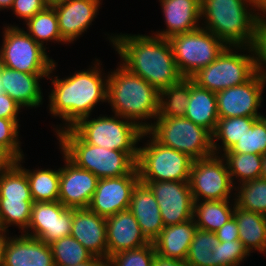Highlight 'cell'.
<instances>
[{
    "label": "cell",
    "mask_w": 266,
    "mask_h": 266,
    "mask_svg": "<svg viewBox=\"0 0 266 266\" xmlns=\"http://www.w3.org/2000/svg\"><path fill=\"white\" fill-rule=\"evenodd\" d=\"M56 62L50 70L48 79L53 85L49 99V113L63 120V125H56V134L74 126L80 119L91 116L93 109L99 102L107 103L108 74L105 76L100 70L102 64L96 59L86 71H76L72 76L52 78L56 69ZM103 73V74H102ZM51 74V75H50ZM105 76V77H104Z\"/></svg>",
    "instance_id": "1"
},
{
    "label": "cell",
    "mask_w": 266,
    "mask_h": 266,
    "mask_svg": "<svg viewBox=\"0 0 266 266\" xmlns=\"http://www.w3.org/2000/svg\"><path fill=\"white\" fill-rule=\"evenodd\" d=\"M112 35L108 34V39L120 56V63L157 91L160 92L183 78L168 39L153 34Z\"/></svg>",
    "instance_id": "2"
},
{
    "label": "cell",
    "mask_w": 266,
    "mask_h": 266,
    "mask_svg": "<svg viewBox=\"0 0 266 266\" xmlns=\"http://www.w3.org/2000/svg\"><path fill=\"white\" fill-rule=\"evenodd\" d=\"M108 73L107 102L112 112L135 122L146 131L153 124L146 120L158 117L159 91L121 63Z\"/></svg>",
    "instance_id": "3"
},
{
    "label": "cell",
    "mask_w": 266,
    "mask_h": 266,
    "mask_svg": "<svg viewBox=\"0 0 266 266\" xmlns=\"http://www.w3.org/2000/svg\"><path fill=\"white\" fill-rule=\"evenodd\" d=\"M200 7L204 29L227 46L252 47L259 23L258 0H201Z\"/></svg>",
    "instance_id": "4"
},
{
    "label": "cell",
    "mask_w": 266,
    "mask_h": 266,
    "mask_svg": "<svg viewBox=\"0 0 266 266\" xmlns=\"http://www.w3.org/2000/svg\"><path fill=\"white\" fill-rule=\"evenodd\" d=\"M61 153L99 179L120 177L136 169L138 153H126L86 143L72 128L57 133Z\"/></svg>",
    "instance_id": "5"
},
{
    "label": "cell",
    "mask_w": 266,
    "mask_h": 266,
    "mask_svg": "<svg viewBox=\"0 0 266 266\" xmlns=\"http://www.w3.org/2000/svg\"><path fill=\"white\" fill-rule=\"evenodd\" d=\"M89 118L84 117L71 127L86 143L110 150L138 153L137 144L144 130L135 122L119 115Z\"/></svg>",
    "instance_id": "6"
},
{
    "label": "cell",
    "mask_w": 266,
    "mask_h": 266,
    "mask_svg": "<svg viewBox=\"0 0 266 266\" xmlns=\"http://www.w3.org/2000/svg\"><path fill=\"white\" fill-rule=\"evenodd\" d=\"M238 49L240 52L246 51V54L238 53ZM254 74L252 47L227 46L216 60L195 73L191 79L199 87L217 93L247 82Z\"/></svg>",
    "instance_id": "7"
},
{
    "label": "cell",
    "mask_w": 266,
    "mask_h": 266,
    "mask_svg": "<svg viewBox=\"0 0 266 266\" xmlns=\"http://www.w3.org/2000/svg\"><path fill=\"white\" fill-rule=\"evenodd\" d=\"M144 137L150 140H147L145 146L138 147L136 168L139 180L189 182L193 159L187 154L160 144L147 131H143L140 140Z\"/></svg>",
    "instance_id": "8"
},
{
    "label": "cell",
    "mask_w": 266,
    "mask_h": 266,
    "mask_svg": "<svg viewBox=\"0 0 266 266\" xmlns=\"http://www.w3.org/2000/svg\"><path fill=\"white\" fill-rule=\"evenodd\" d=\"M160 144L197 160L214 154L212 134L186 117L156 118L146 130Z\"/></svg>",
    "instance_id": "9"
},
{
    "label": "cell",
    "mask_w": 266,
    "mask_h": 266,
    "mask_svg": "<svg viewBox=\"0 0 266 266\" xmlns=\"http://www.w3.org/2000/svg\"><path fill=\"white\" fill-rule=\"evenodd\" d=\"M168 40L183 78H191L211 64L227 47L222 40L202 26L193 31L173 35Z\"/></svg>",
    "instance_id": "10"
},
{
    "label": "cell",
    "mask_w": 266,
    "mask_h": 266,
    "mask_svg": "<svg viewBox=\"0 0 266 266\" xmlns=\"http://www.w3.org/2000/svg\"><path fill=\"white\" fill-rule=\"evenodd\" d=\"M24 29L5 25L0 65L25 73H50L54 60Z\"/></svg>",
    "instance_id": "11"
},
{
    "label": "cell",
    "mask_w": 266,
    "mask_h": 266,
    "mask_svg": "<svg viewBox=\"0 0 266 266\" xmlns=\"http://www.w3.org/2000/svg\"><path fill=\"white\" fill-rule=\"evenodd\" d=\"M194 201L231 200L235 186L221 155L193 160L189 178Z\"/></svg>",
    "instance_id": "12"
},
{
    "label": "cell",
    "mask_w": 266,
    "mask_h": 266,
    "mask_svg": "<svg viewBox=\"0 0 266 266\" xmlns=\"http://www.w3.org/2000/svg\"><path fill=\"white\" fill-rule=\"evenodd\" d=\"M153 192L158 202L164 226L186 222L193 218L194 200L189 182L140 181Z\"/></svg>",
    "instance_id": "13"
},
{
    "label": "cell",
    "mask_w": 266,
    "mask_h": 266,
    "mask_svg": "<svg viewBox=\"0 0 266 266\" xmlns=\"http://www.w3.org/2000/svg\"><path fill=\"white\" fill-rule=\"evenodd\" d=\"M266 82L254 74L247 82L216 93L219 118L260 117Z\"/></svg>",
    "instance_id": "14"
},
{
    "label": "cell",
    "mask_w": 266,
    "mask_h": 266,
    "mask_svg": "<svg viewBox=\"0 0 266 266\" xmlns=\"http://www.w3.org/2000/svg\"><path fill=\"white\" fill-rule=\"evenodd\" d=\"M71 227L72 208L64 207L59 201L34 202L30 223L23 233L40 239L46 244H51L60 238L69 236Z\"/></svg>",
    "instance_id": "15"
},
{
    "label": "cell",
    "mask_w": 266,
    "mask_h": 266,
    "mask_svg": "<svg viewBox=\"0 0 266 266\" xmlns=\"http://www.w3.org/2000/svg\"><path fill=\"white\" fill-rule=\"evenodd\" d=\"M139 182L137 168L125 176L99 179L88 208L105 218L127 210L132 192Z\"/></svg>",
    "instance_id": "16"
},
{
    "label": "cell",
    "mask_w": 266,
    "mask_h": 266,
    "mask_svg": "<svg viewBox=\"0 0 266 266\" xmlns=\"http://www.w3.org/2000/svg\"><path fill=\"white\" fill-rule=\"evenodd\" d=\"M65 165L60 167L58 201L66 208H88L99 178L92 172L76 166L64 154Z\"/></svg>",
    "instance_id": "17"
},
{
    "label": "cell",
    "mask_w": 266,
    "mask_h": 266,
    "mask_svg": "<svg viewBox=\"0 0 266 266\" xmlns=\"http://www.w3.org/2000/svg\"><path fill=\"white\" fill-rule=\"evenodd\" d=\"M102 0H64L52 5L56 11L59 31L68 43L87 32L99 13Z\"/></svg>",
    "instance_id": "18"
},
{
    "label": "cell",
    "mask_w": 266,
    "mask_h": 266,
    "mask_svg": "<svg viewBox=\"0 0 266 266\" xmlns=\"http://www.w3.org/2000/svg\"><path fill=\"white\" fill-rule=\"evenodd\" d=\"M0 266H55L49 244L24 233L5 241Z\"/></svg>",
    "instance_id": "19"
},
{
    "label": "cell",
    "mask_w": 266,
    "mask_h": 266,
    "mask_svg": "<svg viewBox=\"0 0 266 266\" xmlns=\"http://www.w3.org/2000/svg\"><path fill=\"white\" fill-rule=\"evenodd\" d=\"M93 256L108 260L106 218L89 208L72 209L71 234Z\"/></svg>",
    "instance_id": "20"
},
{
    "label": "cell",
    "mask_w": 266,
    "mask_h": 266,
    "mask_svg": "<svg viewBox=\"0 0 266 266\" xmlns=\"http://www.w3.org/2000/svg\"><path fill=\"white\" fill-rule=\"evenodd\" d=\"M48 75L49 73L20 72L0 65V81L4 93L22 108L40 107L44 96L39 82Z\"/></svg>",
    "instance_id": "21"
},
{
    "label": "cell",
    "mask_w": 266,
    "mask_h": 266,
    "mask_svg": "<svg viewBox=\"0 0 266 266\" xmlns=\"http://www.w3.org/2000/svg\"><path fill=\"white\" fill-rule=\"evenodd\" d=\"M106 235L108 258L116 253L150 243L129 209L106 218Z\"/></svg>",
    "instance_id": "22"
},
{
    "label": "cell",
    "mask_w": 266,
    "mask_h": 266,
    "mask_svg": "<svg viewBox=\"0 0 266 266\" xmlns=\"http://www.w3.org/2000/svg\"><path fill=\"white\" fill-rule=\"evenodd\" d=\"M165 19L166 29L152 33L161 38L186 33L199 28L201 0H159Z\"/></svg>",
    "instance_id": "23"
},
{
    "label": "cell",
    "mask_w": 266,
    "mask_h": 266,
    "mask_svg": "<svg viewBox=\"0 0 266 266\" xmlns=\"http://www.w3.org/2000/svg\"><path fill=\"white\" fill-rule=\"evenodd\" d=\"M128 209L137 220L145 237L153 242L163 230L164 225L158 202L146 184L139 182L136 185Z\"/></svg>",
    "instance_id": "24"
},
{
    "label": "cell",
    "mask_w": 266,
    "mask_h": 266,
    "mask_svg": "<svg viewBox=\"0 0 266 266\" xmlns=\"http://www.w3.org/2000/svg\"><path fill=\"white\" fill-rule=\"evenodd\" d=\"M197 226L194 218L171 226H164L153 241L156 254L167 259L185 261Z\"/></svg>",
    "instance_id": "25"
},
{
    "label": "cell",
    "mask_w": 266,
    "mask_h": 266,
    "mask_svg": "<svg viewBox=\"0 0 266 266\" xmlns=\"http://www.w3.org/2000/svg\"><path fill=\"white\" fill-rule=\"evenodd\" d=\"M185 117L193 123L214 133L219 117L216 93L199 87L190 78V97Z\"/></svg>",
    "instance_id": "26"
},
{
    "label": "cell",
    "mask_w": 266,
    "mask_h": 266,
    "mask_svg": "<svg viewBox=\"0 0 266 266\" xmlns=\"http://www.w3.org/2000/svg\"><path fill=\"white\" fill-rule=\"evenodd\" d=\"M233 216L238 224L239 240L248 252L257 250L266 254V216L244 210L237 205Z\"/></svg>",
    "instance_id": "27"
},
{
    "label": "cell",
    "mask_w": 266,
    "mask_h": 266,
    "mask_svg": "<svg viewBox=\"0 0 266 266\" xmlns=\"http://www.w3.org/2000/svg\"><path fill=\"white\" fill-rule=\"evenodd\" d=\"M232 200L234 203L230 200L194 201L193 218L197 228L216 232L233 217L236 203Z\"/></svg>",
    "instance_id": "28"
},
{
    "label": "cell",
    "mask_w": 266,
    "mask_h": 266,
    "mask_svg": "<svg viewBox=\"0 0 266 266\" xmlns=\"http://www.w3.org/2000/svg\"><path fill=\"white\" fill-rule=\"evenodd\" d=\"M24 156L17 160V164L25 171L29 182L33 202H55L59 198L60 168L30 170L24 168Z\"/></svg>",
    "instance_id": "29"
},
{
    "label": "cell",
    "mask_w": 266,
    "mask_h": 266,
    "mask_svg": "<svg viewBox=\"0 0 266 266\" xmlns=\"http://www.w3.org/2000/svg\"><path fill=\"white\" fill-rule=\"evenodd\" d=\"M185 262L188 266H220V240L215 232L197 228Z\"/></svg>",
    "instance_id": "30"
},
{
    "label": "cell",
    "mask_w": 266,
    "mask_h": 266,
    "mask_svg": "<svg viewBox=\"0 0 266 266\" xmlns=\"http://www.w3.org/2000/svg\"><path fill=\"white\" fill-rule=\"evenodd\" d=\"M259 117L219 118L212 134V148L216 155L229 151ZM221 141V146L217 141ZM221 150V151H220Z\"/></svg>",
    "instance_id": "31"
},
{
    "label": "cell",
    "mask_w": 266,
    "mask_h": 266,
    "mask_svg": "<svg viewBox=\"0 0 266 266\" xmlns=\"http://www.w3.org/2000/svg\"><path fill=\"white\" fill-rule=\"evenodd\" d=\"M190 97V78H182L176 84L159 92L157 118L185 117Z\"/></svg>",
    "instance_id": "32"
},
{
    "label": "cell",
    "mask_w": 266,
    "mask_h": 266,
    "mask_svg": "<svg viewBox=\"0 0 266 266\" xmlns=\"http://www.w3.org/2000/svg\"><path fill=\"white\" fill-rule=\"evenodd\" d=\"M24 24H26L28 30L26 32L45 49L47 43L51 40L54 43L56 41L69 44L60 34L56 11L52 6H47ZM45 42L46 45H44Z\"/></svg>",
    "instance_id": "33"
},
{
    "label": "cell",
    "mask_w": 266,
    "mask_h": 266,
    "mask_svg": "<svg viewBox=\"0 0 266 266\" xmlns=\"http://www.w3.org/2000/svg\"><path fill=\"white\" fill-rule=\"evenodd\" d=\"M220 155L226 162L234 186H236L237 182L240 184L260 178L262 171V155L235 152H224ZM234 180H237V182Z\"/></svg>",
    "instance_id": "34"
},
{
    "label": "cell",
    "mask_w": 266,
    "mask_h": 266,
    "mask_svg": "<svg viewBox=\"0 0 266 266\" xmlns=\"http://www.w3.org/2000/svg\"><path fill=\"white\" fill-rule=\"evenodd\" d=\"M235 203L238 207L266 216V180L257 178L235 186ZM237 194V195H236Z\"/></svg>",
    "instance_id": "35"
},
{
    "label": "cell",
    "mask_w": 266,
    "mask_h": 266,
    "mask_svg": "<svg viewBox=\"0 0 266 266\" xmlns=\"http://www.w3.org/2000/svg\"><path fill=\"white\" fill-rule=\"evenodd\" d=\"M50 245L55 266H76L94 256L71 235L52 242Z\"/></svg>",
    "instance_id": "36"
},
{
    "label": "cell",
    "mask_w": 266,
    "mask_h": 266,
    "mask_svg": "<svg viewBox=\"0 0 266 266\" xmlns=\"http://www.w3.org/2000/svg\"><path fill=\"white\" fill-rule=\"evenodd\" d=\"M33 203V200L0 198V227L8 232L9 226H18L23 233L30 223Z\"/></svg>",
    "instance_id": "37"
},
{
    "label": "cell",
    "mask_w": 266,
    "mask_h": 266,
    "mask_svg": "<svg viewBox=\"0 0 266 266\" xmlns=\"http://www.w3.org/2000/svg\"><path fill=\"white\" fill-rule=\"evenodd\" d=\"M0 198L33 200L27 175L17 163L0 175Z\"/></svg>",
    "instance_id": "38"
},
{
    "label": "cell",
    "mask_w": 266,
    "mask_h": 266,
    "mask_svg": "<svg viewBox=\"0 0 266 266\" xmlns=\"http://www.w3.org/2000/svg\"><path fill=\"white\" fill-rule=\"evenodd\" d=\"M227 152L259 155L266 153V128L264 123L258 118L253 126Z\"/></svg>",
    "instance_id": "39"
},
{
    "label": "cell",
    "mask_w": 266,
    "mask_h": 266,
    "mask_svg": "<svg viewBox=\"0 0 266 266\" xmlns=\"http://www.w3.org/2000/svg\"><path fill=\"white\" fill-rule=\"evenodd\" d=\"M156 250L153 242L140 248L125 250L108 258V266H152Z\"/></svg>",
    "instance_id": "40"
},
{
    "label": "cell",
    "mask_w": 266,
    "mask_h": 266,
    "mask_svg": "<svg viewBox=\"0 0 266 266\" xmlns=\"http://www.w3.org/2000/svg\"><path fill=\"white\" fill-rule=\"evenodd\" d=\"M19 119L0 118V144L7 147L18 159L24 156L19 141Z\"/></svg>",
    "instance_id": "41"
},
{
    "label": "cell",
    "mask_w": 266,
    "mask_h": 266,
    "mask_svg": "<svg viewBox=\"0 0 266 266\" xmlns=\"http://www.w3.org/2000/svg\"><path fill=\"white\" fill-rule=\"evenodd\" d=\"M255 74L266 82V23L259 22L252 44Z\"/></svg>",
    "instance_id": "42"
},
{
    "label": "cell",
    "mask_w": 266,
    "mask_h": 266,
    "mask_svg": "<svg viewBox=\"0 0 266 266\" xmlns=\"http://www.w3.org/2000/svg\"><path fill=\"white\" fill-rule=\"evenodd\" d=\"M249 254L240 240L220 242V266H240Z\"/></svg>",
    "instance_id": "43"
},
{
    "label": "cell",
    "mask_w": 266,
    "mask_h": 266,
    "mask_svg": "<svg viewBox=\"0 0 266 266\" xmlns=\"http://www.w3.org/2000/svg\"><path fill=\"white\" fill-rule=\"evenodd\" d=\"M48 5L44 0H14L11 10L13 14L25 21L43 11Z\"/></svg>",
    "instance_id": "44"
},
{
    "label": "cell",
    "mask_w": 266,
    "mask_h": 266,
    "mask_svg": "<svg viewBox=\"0 0 266 266\" xmlns=\"http://www.w3.org/2000/svg\"><path fill=\"white\" fill-rule=\"evenodd\" d=\"M21 106L6 93H0V118L17 119Z\"/></svg>",
    "instance_id": "45"
},
{
    "label": "cell",
    "mask_w": 266,
    "mask_h": 266,
    "mask_svg": "<svg viewBox=\"0 0 266 266\" xmlns=\"http://www.w3.org/2000/svg\"><path fill=\"white\" fill-rule=\"evenodd\" d=\"M220 242L239 240L238 224L233 216L215 232Z\"/></svg>",
    "instance_id": "46"
},
{
    "label": "cell",
    "mask_w": 266,
    "mask_h": 266,
    "mask_svg": "<svg viewBox=\"0 0 266 266\" xmlns=\"http://www.w3.org/2000/svg\"><path fill=\"white\" fill-rule=\"evenodd\" d=\"M18 158L5 146L0 144V175L10 170Z\"/></svg>",
    "instance_id": "47"
},
{
    "label": "cell",
    "mask_w": 266,
    "mask_h": 266,
    "mask_svg": "<svg viewBox=\"0 0 266 266\" xmlns=\"http://www.w3.org/2000/svg\"><path fill=\"white\" fill-rule=\"evenodd\" d=\"M152 266H188L185 261L163 258L156 254Z\"/></svg>",
    "instance_id": "48"
},
{
    "label": "cell",
    "mask_w": 266,
    "mask_h": 266,
    "mask_svg": "<svg viewBox=\"0 0 266 266\" xmlns=\"http://www.w3.org/2000/svg\"><path fill=\"white\" fill-rule=\"evenodd\" d=\"M76 266H108V260L94 256L91 260Z\"/></svg>",
    "instance_id": "49"
},
{
    "label": "cell",
    "mask_w": 266,
    "mask_h": 266,
    "mask_svg": "<svg viewBox=\"0 0 266 266\" xmlns=\"http://www.w3.org/2000/svg\"><path fill=\"white\" fill-rule=\"evenodd\" d=\"M258 19L266 23V0H258Z\"/></svg>",
    "instance_id": "50"
},
{
    "label": "cell",
    "mask_w": 266,
    "mask_h": 266,
    "mask_svg": "<svg viewBox=\"0 0 266 266\" xmlns=\"http://www.w3.org/2000/svg\"><path fill=\"white\" fill-rule=\"evenodd\" d=\"M6 234H8L7 231L3 230L0 227V265L2 262L4 244H5L6 239L8 238V236Z\"/></svg>",
    "instance_id": "51"
},
{
    "label": "cell",
    "mask_w": 266,
    "mask_h": 266,
    "mask_svg": "<svg viewBox=\"0 0 266 266\" xmlns=\"http://www.w3.org/2000/svg\"><path fill=\"white\" fill-rule=\"evenodd\" d=\"M14 0H0V11L4 9H11L13 5Z\"/></svg>",
    "instance_id": "52"
},
{
    "label": "cell",
    "mask_w": 266,
    "mask_h": 266,
    "mask_svg": "<svg viewBox=\"0 0 266 266\" xmlns=\"http://www.w3.org/2000/svg\"><path fill=\"white\" fill-rule=\"evenodd\" d=\"M260 178H263L266 180V153L262 155V171Z\"/></svg>",
    "instance_id": "53"
},
{
    "label": "cell",
    "mask_w": 266,
    "mask_h": 266,
    "mask_svg": "<svg viewBox=\"0 0 266 266\" xmlns=\"http://www.w3.org/2000/svg\"><path fill=\"white\" fill-rule=\"evenodd\" d=\"M48 6H52L56 3L62 2L64 0H44Z\"/></svg>",
    "instance_id": "54"
},
{
    "label": "cell",
    "mask_w": 266,
    "mask_h": 266,
    "mask_svg": "<svg viewBox=\"0 0 266 266\" xmlns=\"http://www.w3.org/2000/svg\"><path fill=\"white\" fill-rule=\"evenodd\" d=\"M259 119L264 123V126L266 128V117L264 116V114L263 115L261 114Z\"/></svg>",
    "instance_id": "55"
},
{
    "label": "cell",
    "mask_w": 266,
    "mask_h": 266,
    "mask_svg": "<svg viewBox=\"0 0 266 266\" xmlns=\"http://www.w3.org/2000/svg\"><path fill=\"white\" fill-rule=\"evenodd\" d=\"M0 93H4L3 87L1 85V81H0Z\"/></svg>",
    "instance_id": "56"
}]
</instances>
